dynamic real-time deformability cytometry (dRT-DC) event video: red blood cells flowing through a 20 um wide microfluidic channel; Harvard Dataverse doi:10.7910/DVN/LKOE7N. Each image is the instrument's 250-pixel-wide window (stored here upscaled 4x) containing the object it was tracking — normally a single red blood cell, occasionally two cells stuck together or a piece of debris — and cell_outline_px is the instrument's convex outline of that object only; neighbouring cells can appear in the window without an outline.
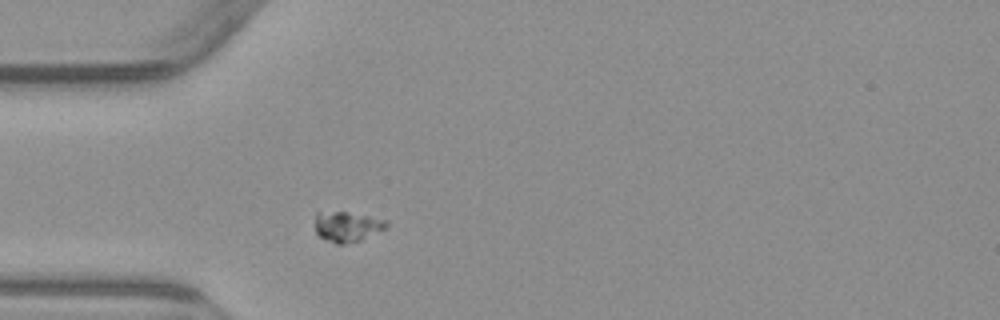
{"species": "common noctule bat (a hibernating species)", "species_latin": "Nyctalus noctula", "temperature_condition": "warm", "stored_images_in_passage": 1, "camera_frame_rate_fps": 3000, "um_per_image_px": 0.085, "animal": {"sex": "male", "body_mass_g": 23.1, "forearm_length_mm": 52.7}, "frame": {"image": 1, "passage_image": 1, "time_ms": 0.0, "image_size_px": [1000, 320], "cell_outline_px": [[388, 224], [384, 228], [360, 240], [340, 244], [336, 244], [320, 236], [316, 232], [316, 212], [348, 212], [368, 216], [384, 220]], "centroid_in_image_um": [29.47, 19.25], "position_along_channel_um": 55.5, "area_um2": 12.08}}